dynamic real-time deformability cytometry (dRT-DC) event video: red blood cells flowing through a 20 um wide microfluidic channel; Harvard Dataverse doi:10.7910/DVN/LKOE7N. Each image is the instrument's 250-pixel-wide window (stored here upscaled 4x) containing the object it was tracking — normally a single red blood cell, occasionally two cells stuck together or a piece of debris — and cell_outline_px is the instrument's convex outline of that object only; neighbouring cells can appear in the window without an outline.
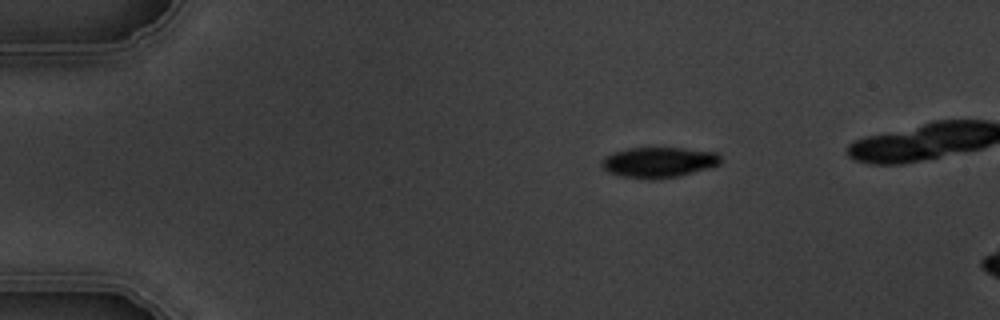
{"species": "common noctule bat (a hibernating species)", "species_latin": "Nyctalus noctula", "temperature_condition": "warm", "stored_images_in_passage": 3, "camera_frame_rate_fps": 3000, "um_per_image_px": 0.085, "animal": {"sex": "male", "body_mass_g": 19.5, "forearm_length_mm": 54.6}, "frame": {"image": 1, "passage_image": 1, "time_ms": 0.0, "image_size_px": [1000, 320], "cell_outline_px": [[720, 164], [708, 168], [676, 176], [652, 180], [648, 180], [620, 176], [608, 172], [600, 168], [600, 160], [604, 156], [612, 152], [628, 148], [680, 148], [716, 152], [720, 156]], "centroid_in_image_um": [55.89, 13.8], "position_along_channel_um": 29.1, "area_um2": 21.27}}